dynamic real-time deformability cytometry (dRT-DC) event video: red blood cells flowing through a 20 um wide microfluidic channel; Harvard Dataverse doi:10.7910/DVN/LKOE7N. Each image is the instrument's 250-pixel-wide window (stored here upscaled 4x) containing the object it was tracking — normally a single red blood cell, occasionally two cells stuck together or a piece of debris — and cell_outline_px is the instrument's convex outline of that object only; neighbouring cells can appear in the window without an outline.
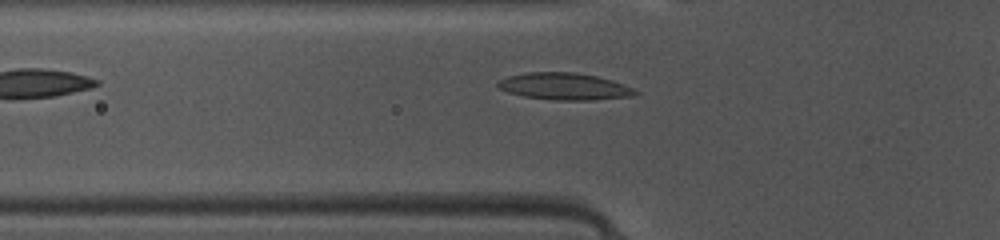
{"species": "common noctule bat (a hibernating species)", "species_latin": "Nyctalus noctula", "temperature_condition": "warm", "stored_images_in_passage": 33, "camera_frame_rate_fps": 3000, "um_per_image_px": 0.085, "animal": {"sex": "female", "body_mass_g": 10.0, "forearm_length_mm": 53.1}, "frame": {"image": 1, "passage_image": 4, "time_ms": 1.0, "image_size_px": [1000, 240], "cell_outline_px": [[640, 92], [632, 96], [588, 100], [552, 100], [524, 96], [508, 92], [500, 88], [496, 84], [496, 80], [508, 76], [528, 72], [572, 72], [596, 76], [612, 80], [624, 84]], "centroid_in_image_um": [47.95, 7.34], "position_along_channel_um": 77.9, "area_um2": 21.5}}
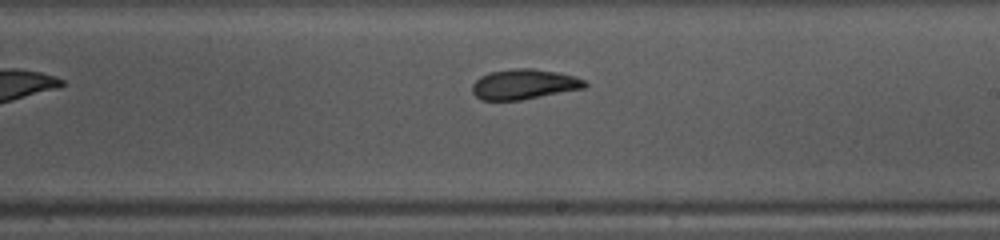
{"frame": {"image": 2, "passage_image": 16, "time_ms": 5.0, "image_size_px": [1000, 240], "cell_outline_px": [[588, 84], [584, 88], [520, 100], [480, 100], [472, 92], [472, 84], [480, 76], [488, 72], [512, 68], [532, 68], [556, 72], [572, 76], [584, 80]], "centroid_in_image_um": [44.49, 7.15], "position_along_channel_um": 244.5, "area_um2": 19.71}}
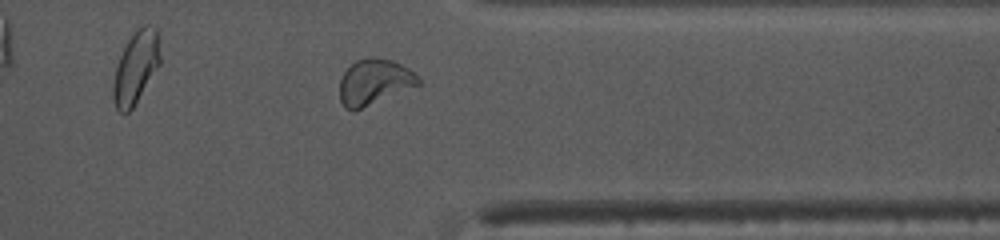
{"frame": {"image": 3, "passage_image": 26, "time_ms": 8.333, "image_size_px": [1000, 240], "cell_outline_px": [[420, 84], [352, 112], [344, 108], [340, 100], [340, 80], [344, 72], [356, 60], [372, 56], [376, 56], [392, 60], [408, 68], [420, 80]], "centroid_in_image_um": [31.77, 6.96], "position_along_channel_um": 379.6, "area_um2": 20.75}, "authors_computed_cell_mechanics": {"area_um2": 20.2878, "velocity_mm_per_s": 4.1427, "shape_relaxation_time_tau1_ms": 4.191, "shape_relaxation_time_tau2_ms": 2.4977, "deformation_change_tau1": 0.132, "deformation_change_tau2": 0.0924}}